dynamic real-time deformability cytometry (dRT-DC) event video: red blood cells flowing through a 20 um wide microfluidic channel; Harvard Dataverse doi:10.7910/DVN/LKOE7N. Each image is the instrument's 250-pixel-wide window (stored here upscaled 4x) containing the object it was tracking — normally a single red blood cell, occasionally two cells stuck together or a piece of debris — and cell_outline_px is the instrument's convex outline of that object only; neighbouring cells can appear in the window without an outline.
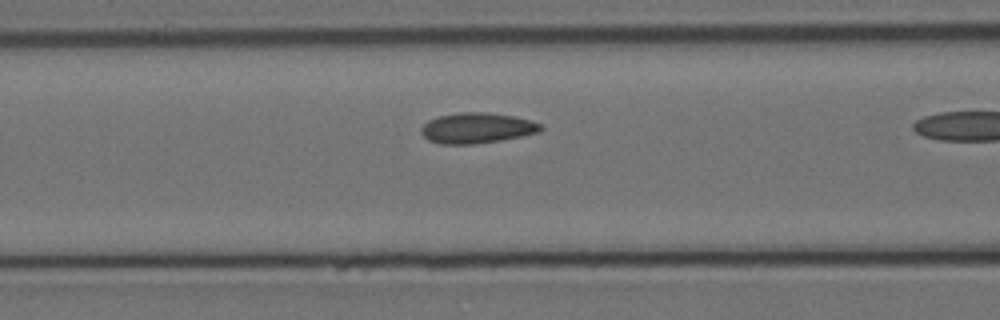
{"species": "Egyptian fruit bat (a non-hibernating species)", "species_latin": "Rousettus aegyptiacus", "temperature_condition": "cold", "stored_images_in_passage": 11, "camera_frame_rate_fps": 3000, "um_per_image_px": 0.085, "animal": {"sex": "female"}, "frame": {"image": 1, "passage_image": 10, "time_ms": 3.0, "image_size_px": [1000, 320], "cell_outline_px": [[544, 128], [540, 132], [500, 140], [472, 144], [440, 144], [428, 140], [420, 132], [420, 128], [428, 120], [440, 116], [460, 112], [484, 112], [512, 116], [528, 120], [540, 124]], "centroid_in_image_um": [40.5, 10.88], "position_along_channel_um": 126.1, "area_um2": 21.04}}